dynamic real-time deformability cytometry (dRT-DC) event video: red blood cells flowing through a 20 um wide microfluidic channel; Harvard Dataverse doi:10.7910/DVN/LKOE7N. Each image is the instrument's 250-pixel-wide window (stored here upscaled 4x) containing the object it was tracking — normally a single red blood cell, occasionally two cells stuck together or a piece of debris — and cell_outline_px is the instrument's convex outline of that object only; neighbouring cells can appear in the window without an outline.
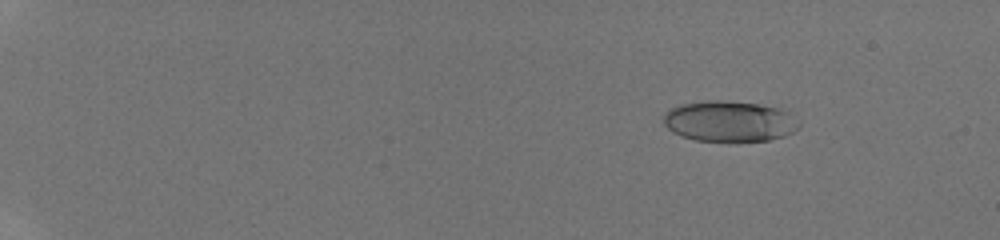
{"species": "human", "species_latin": "Homo sapiens", "temperature_condition": "room temperature", "stored_images_in_passage": 54, "camera_frame_rate_fps": 3000, "um_per_image_px": 0.085, "donor": {"sex": "male"}, "frame": {"image": 1, "passage_image": 9, "time_ms": 2.667, "image_size_px": [1000, 240], "cell_outline_px": [[800, 128], [784, 136], [768, 140], [696, 140], [680, 136], [672, 132], [664, 124], [664, 112], [680, 104], [704, 100], [720, 100], [760, 104], [776, 108], [788, 112], [800, 124]], "centroid_in_image_um": [61.96, 10.29], "position_along_channel_um": 23.0, "area_um2": 31.91}}
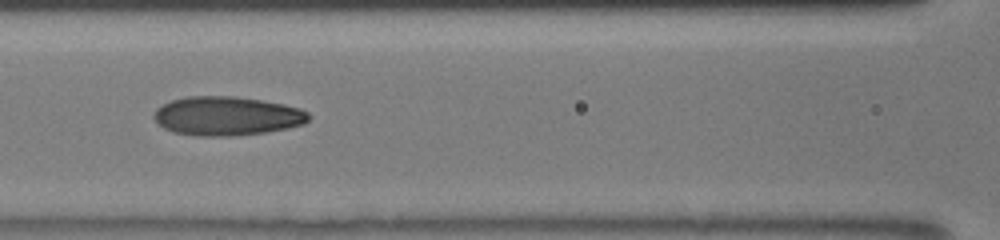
{"frame": {"image": 2, "passage_image": 29, "time_ms": 9.333, "image_size_px": [1000, 240], "cell_outline_px": [[308, 120], [304, 124], [288, 128], [264, 132], [228, 136], [196, 136], [172, 132], [164, 128], [152, 116], [156, 108], [172, 100], [188, 96], [236, 96], [284, 104], [300, 108], [308, 112]], "centroid_in_image_um": [19.27, 9.86], "position_along_channel_um": 147.3, "area_um2": 35.08}}
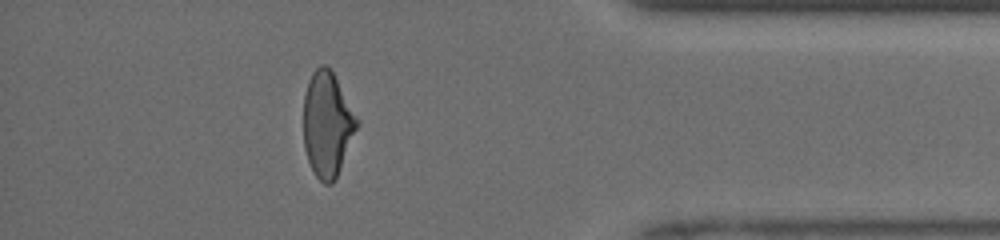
{"frame": {"image": 3, "passage_image": 49, "time_ms": 16.0, "image_size_px": [1000, 240], "cell_outline_px": [[360, 120], [336, 180], [332, 184], [324, 184], [316, 176], [308, 160], [304, 148], [304, 96], [308, 80], [312, 72], [320, 64], [324, 64], [332, 72]], "centroid_in_image_um": [27.82, 10.57], "position_along_channel_um": 407.4, "area_um2": 32.6}, "authors_computed_cell_mechanics": {"area_um2": 33.1772, "velocity_mm_per_s": 4.2399, "shape_relaxation_time_tau1_ms": 7.179, "shape_relaxation_time_tau2_ms": 1.396, "deformation_change_tau1": 0.2257, "deformation_change_tau2": 0.0901}}